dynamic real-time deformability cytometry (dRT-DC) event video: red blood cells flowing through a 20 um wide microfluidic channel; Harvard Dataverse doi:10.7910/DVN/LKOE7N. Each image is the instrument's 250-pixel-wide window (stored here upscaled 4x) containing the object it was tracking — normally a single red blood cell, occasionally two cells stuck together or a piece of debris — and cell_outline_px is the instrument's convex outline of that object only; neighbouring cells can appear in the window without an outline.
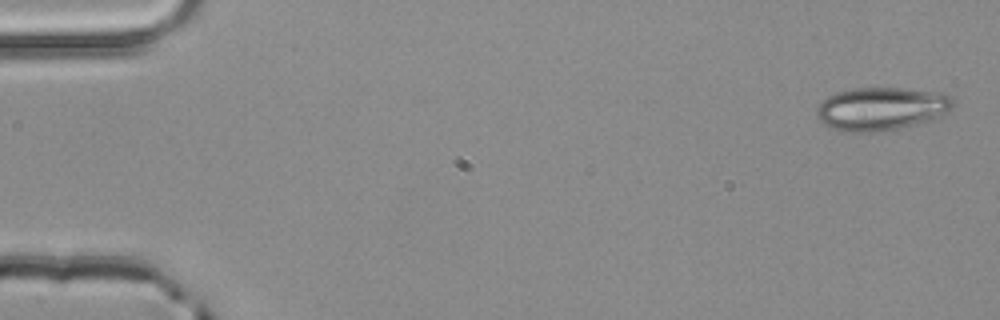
{"species": "common noctule bat (a hibernating species)", "species_latin": "Nyctalus noctula", "temperature_condition": "room temperature", "stored_images_in_passage": 4, "segment_of_instrument_passage": [2, 2], "camera_frame_rate_fps": 3000, "um_per_image_px": 0.085, "animal": {"sex": "male", "body_mass_g": 20.4}, "frame": {"image": 1, "passage_image": 4, "time_ms": 1.0, "image_size_px": [1000, 320], "cell_outline_px": [[952, 104], [940, 120], [900, 128], [872, 132], [844, 132], [824, 124], [816, 116], [816, 108], [820, 100], [836, 92], [852, 88], [904, 88], [944, 92], [952, 96]], "centroid_in_image_um": [74.94, 9.24], "position_along_channel_um": 10.1, "area_um2": 34.97}}